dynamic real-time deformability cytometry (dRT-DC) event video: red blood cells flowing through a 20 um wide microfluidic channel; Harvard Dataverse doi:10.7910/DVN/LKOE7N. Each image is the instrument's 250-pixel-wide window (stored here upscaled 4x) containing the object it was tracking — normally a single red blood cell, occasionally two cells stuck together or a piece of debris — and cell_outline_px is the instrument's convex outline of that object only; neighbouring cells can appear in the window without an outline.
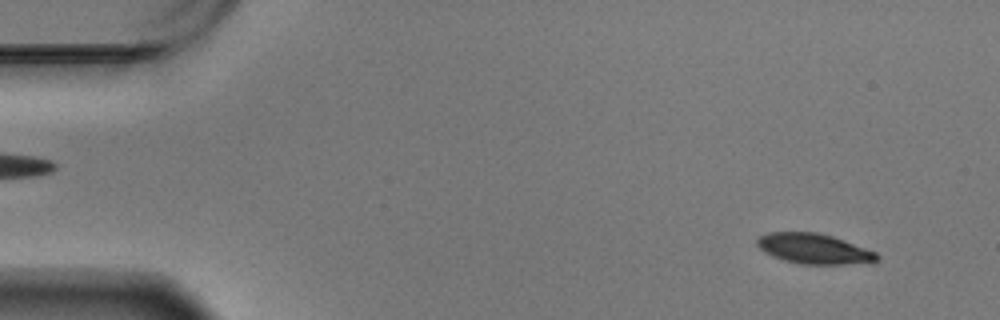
{"species": "Egyptian fruit bat (a non-hibernating species)", "species_latin": "Rousettus aegyptiacus", "temperature_condition": "warm", "stored_images_in_passage": 58, "camera_frame_rate_fps": 3000, "um_per_image_px": 0.085, "animal": {"sex": "male"}, "frame": {"image": 1, "passage_image": 4, "time_ms": 1.0, "image_size_px": [1000, 320], "cell_outline_px": [[880, 260], [844, 264], [800, 264], [784, 260], [772, 256], [764, 252], [756, 244], [756, 240], [760, 236], [768, 232], [816, 232], [832, 236], [844, 240], [876, 252], [880, 256]], "centroid_in_image_um": [69.15, 21.14], "position_along_channel_um": 15.8, "area_um2": 20.98}}
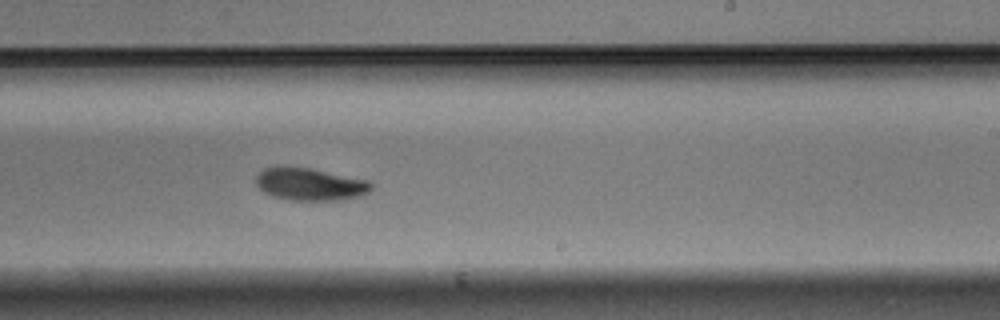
{"frame": {"image": 2, "passage_image": 35, "time_ms": 11.333, "image_size_px": [1000, 320], "cell_outline_px": [[372, 188], [368, 192], [360, 196], [344, 200], [292, 200], [272, 196], [264, 192], [256, 184], [256, 176], [264, 168], [276, 164], [308, 168], [372, 180]], "centroid_in_image_um": [26.35, 15.64], "position_along_channel_um": 262.6, "area_um2": 22.25}}
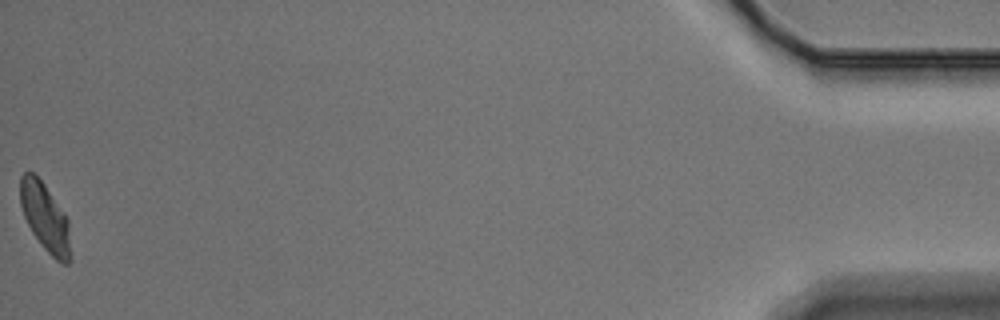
{"frame": {"image": 3, "passage_image": 58, "time_ms": 19.0, "image_size_px": [1000, 320], "cell_outline_px": [[72, 260], [68, 264], [60, 264], [44, 248], [32, 232], [24, 216], [20, 204], [20, 176], [24, 172], [32, 172], [44, 184], [68, 220]], "centroid_in_image_um": [3.85, 18.53], "position_along_channel_um": 431.4, "area_um2": 19.88}, "authors_computed_cell_mechanics": {"area_um2": 21.7906, "velocity_mm_per_s": 3.4469, "shape_relaxation_time_tau1_ms": 2.1826, "shape_relaxation_time_tau2_ms": 7.0018, "deformation_change_tau1": 0.1045, "deformation_change_tau2": 0.0974}}